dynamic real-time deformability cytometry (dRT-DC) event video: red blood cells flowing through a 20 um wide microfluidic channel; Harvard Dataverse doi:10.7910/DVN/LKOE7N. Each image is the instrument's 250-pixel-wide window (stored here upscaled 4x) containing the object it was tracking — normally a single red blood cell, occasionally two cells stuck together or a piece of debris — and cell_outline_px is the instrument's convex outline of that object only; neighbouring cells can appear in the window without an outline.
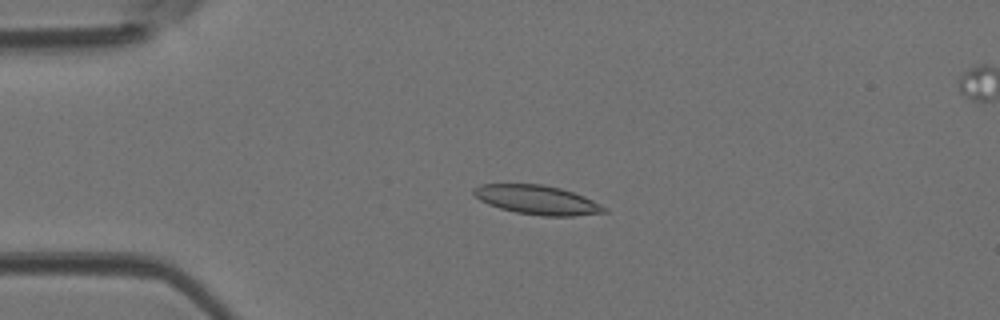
{"species": "Egyptian fruit bat (a non-hibernating species)", "species_latin": "Rousettus aegyptiacus", "temperature_condition": "room temperature", "stored_images_in_passage": 47, "camera_frame_rate_fps": 3000, "um_per_image_px": 0.085, "animal": {"sex": "female"}, "frame": {"image": 1, "passage_image": 11, "time_ms": 3.333, "image_size_px": [1000, 320], "cell_outline_px": [[608, 212], [572, 216], [540, 216], [516, 212], [500, 208], [488, 204], [480, 200], [472, 192], [472, 188], [480, 184], [544, 184], [560, 188], [584, 196], [608, 208]], "centroid_in_image_um": [45.66, 16.99], "position_along_channel_um": 39.3, "area_um2": 22.2}}
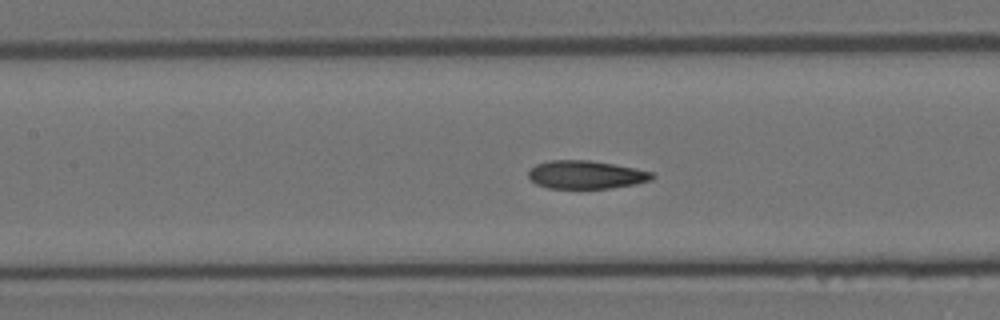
{"frame": {"image": 2, "passage_image": 21, "time_ms": 6.667, "image_size_px": [1000, 320], "cell_outline_px": [[656, 176], [652, 180], [636, 184], [608, 188], [548, 188], [536, 184], [528, 176], [528, 168], [536, 164], [552, 160], [588, 160], [612, 164], [652, 172]], "centroid_in_image_um": [49.78, 14.85], "position_along_channel_um": 157.6, "area_um2": 20.23}}
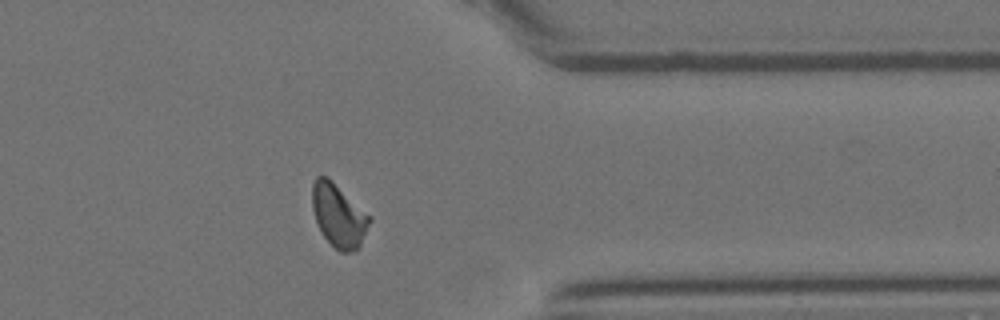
{"frame": {"image": 3, "passage_image": 37, "time_ms": 12.0, "image_size_px": [1000, 320], "cell_outline_px": [[372, 220], [360, 248], [352, 252], [340, 252], [324, 236], [316, 220], [312, 208], [312, 184], [316, 176], [328, 176], [372, 216]], "centroid_in_image_um": [28.82, 18.3], "position_along_channel_um": 382.6, "area_um2": 21.39}}